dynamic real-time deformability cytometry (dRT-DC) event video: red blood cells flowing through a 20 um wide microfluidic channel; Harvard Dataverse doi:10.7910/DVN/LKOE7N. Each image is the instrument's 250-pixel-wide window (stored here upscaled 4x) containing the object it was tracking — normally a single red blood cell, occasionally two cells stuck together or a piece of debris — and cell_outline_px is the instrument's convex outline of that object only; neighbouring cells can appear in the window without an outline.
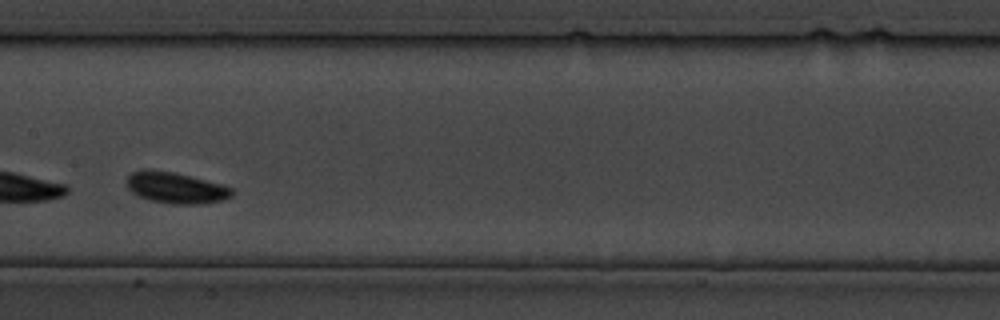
{"species": "common noctule bat (a hibernating species)", "species_latin": "Nyctalus noctula", "temperature_condition": "cold", "stored_images_in_passage": 25, "camera_frame_rate_fps": 3000, "um_per_image_px": 0.085, "animal": {"sex": "male", "body_mass_g": 19.5, "forearm_length_mm": 54.6}, "frame": {"image": 1, "passage_image": 8, "time_ms": 9.0, "image_size_px": [1000, 320], "cell_outline_px": [[232, 196], [224, 200], [200, 204], [172, 204], [152, 200], [140, 196], [132, 192], [128, 188], [128, 176], [132, 172], [144, 168], [148, 168], [176, 172], [224, 184], [232, 188]], "centroid_in_image_um": [14.98, 15.94], "position_along_channel_um": 192.4, "area_um2": 19.31}}